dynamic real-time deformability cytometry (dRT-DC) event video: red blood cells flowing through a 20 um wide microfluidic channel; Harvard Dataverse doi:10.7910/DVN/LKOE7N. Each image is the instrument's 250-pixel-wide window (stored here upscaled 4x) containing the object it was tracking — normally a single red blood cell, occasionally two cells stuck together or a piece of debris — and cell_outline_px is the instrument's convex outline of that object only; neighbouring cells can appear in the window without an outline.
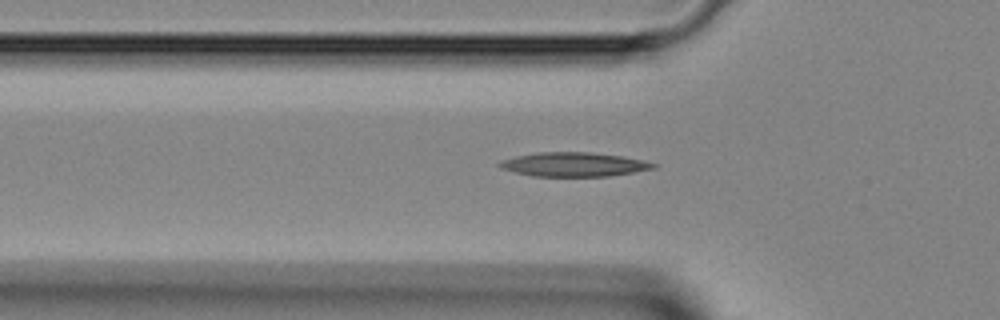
{"species": "Egyptian fruit bat (a non-hibernating species)", "species_latin": "Rousettus aegyptiacus", "temperature_condition": "room temperature", "stored_images_in_passage": 43, "camera_frame_rate_fps": 3000, "um_per_image_px": 0.085, "animal": {"sex": "female"}, "frame": {"image": 1, "passage_image": 12, "time_ms": 3.667, "image_size_px": [1000, 320], "cell_outline_px": [[656, 168], [608, 176], [532, 176], [500, 168], [496, 164], [500, 160], [516, 156], [540, 152], [592, 152], [620, 156], [644, 160], [656, 164]], "centroid_in_image_um": [48.74, 13.97], "position_along_channel_um": 77.1, "area_um2": 21.5}}
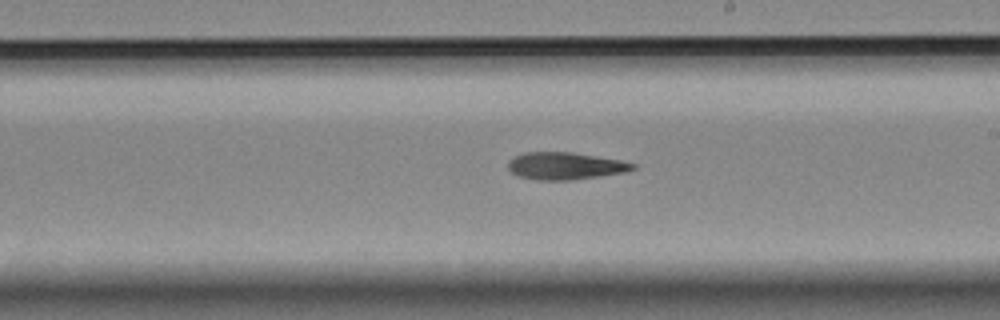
{"frame": {"image": 2, "passage_image": 23, "time_ms": 7.333, "image_size_px": [1000, 320], "cell_outline_px": [[636, 168], [624, 172], [600, 176], [572, 180], [536, 180], [520, 176], [512, 172], [508, 168], [508, 160], [524, 152], [572, 152], [620, 160], [636, 164]], "centroid_in_image_um": [48.04, 14.1], "position_along_channel_um": 241.0, "area_um2": 19.71}}
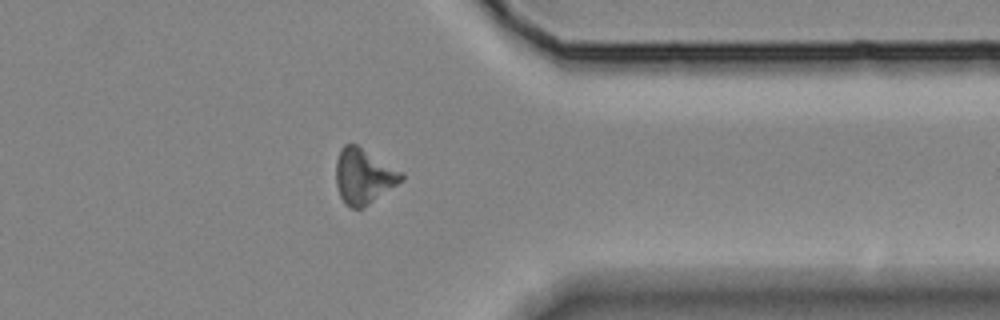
{"frame": {"image": 3, "passage_image": 33, "time_ms": 10.667, "image_size_px": [1000, 320], "cell_outline_px": [[404, 180], [364, 208], [352, 208], [344, 204], [340, 196], [336, 184], [336, 160], [340, 148], [344, 144], [356, 144], [404, 172]], "centroid_in_image_um": [30.92, 14.98], "position_along_channel_um": 380.5, "area_um2": 21.33}}